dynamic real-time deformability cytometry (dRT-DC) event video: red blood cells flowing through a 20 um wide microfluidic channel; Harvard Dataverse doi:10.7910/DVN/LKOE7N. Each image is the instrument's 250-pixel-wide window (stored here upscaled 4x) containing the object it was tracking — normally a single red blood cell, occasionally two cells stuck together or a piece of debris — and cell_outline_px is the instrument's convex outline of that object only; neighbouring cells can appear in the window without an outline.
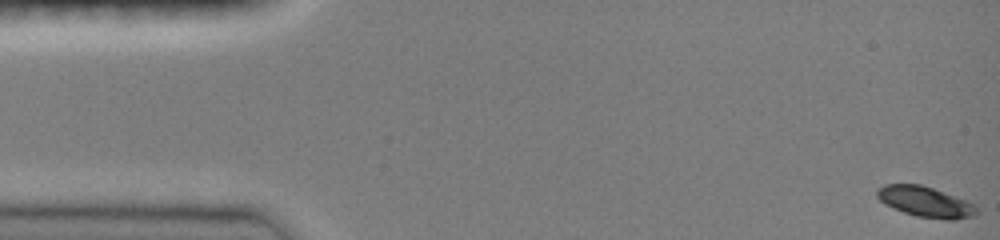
{"species": "common noctule bat (a hibernating species)", "species_latin": "Nyctalus noctula", "temperature_condition": "room temperature", "stored_images_in_passage": 32, "camera_frame_rate_fps": 3000, "um_per_image_px": 0.085, "animal": {"sex": "female", "body_mass_g": 19.0, "forearm_length_mm": 51.5}, "frame": {"image": 1, "passage_image": 1, "time_ms": 0.0, "image_size_px": [1000, 240], "cell_outline_px": [[976, 216], [956, 220], [944, 220], [916, 216], [904, 212], [884, 204], [876, 196], [876, 192], [884, 184], [920, 184], [932, 188], [964, 200], [972, 204], [976, 208]], "centroid_in_image_um": [78.64, 17.17], "position_along_channel_um": 6.4, "area_um2": 17.51}}
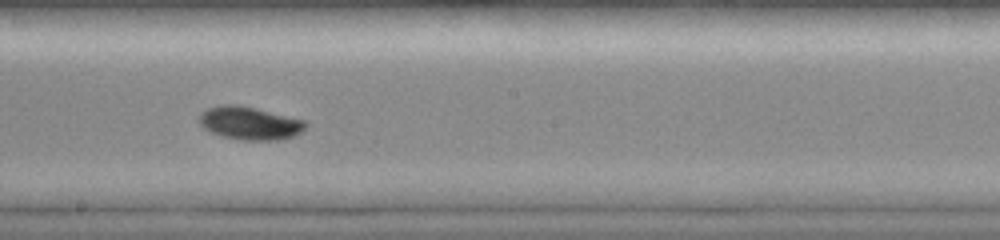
{"frame": {"image": 2, "passage_image": 16, "time_ms": 8.667, "image_size_px": [1000, 240], "cell_outline_px": [[308, 124], [300, 132], [284, 140], [244, 140], [220, 136], [204, 128], [200, 124], [200, 112], [208, 108], [224, 104], [236, 104], [256, 108], [304, 120]], "centroid_in_image_um": [21.22, 10.47], "position_along_channel_um": 227.0, "area_um2": 20.4}}
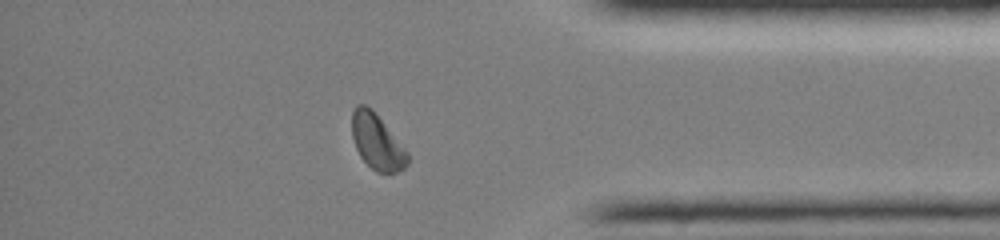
{"frame": {"image": 3, "passage_image": 27, "time_ms": 13.333, "image_size_px": [1000, 240], "cell_outline_px": [[408, 164], [404, 168], [396, 172], [376, 172], [360, 156], [356, 148], [352, 136], [352, 112], [356, 104], [364, 104], [372, 108], [408, 152]], "centroid_in_image_um": [32.04, 12.03], "position_along_channel_um": 403.2, "area_um2": 17.86}, "authors_computed_cell_mechanics": {"area_um2": 19.1896, "velocity_mm_per_s": 3.9855, "shape_relaxation_time_tau1_ms": 4.1862, "shape_relaxation_time_tau2_ms": null, "deformation_change_tau1": 0.1517, "deformation_change_tau2": null}}